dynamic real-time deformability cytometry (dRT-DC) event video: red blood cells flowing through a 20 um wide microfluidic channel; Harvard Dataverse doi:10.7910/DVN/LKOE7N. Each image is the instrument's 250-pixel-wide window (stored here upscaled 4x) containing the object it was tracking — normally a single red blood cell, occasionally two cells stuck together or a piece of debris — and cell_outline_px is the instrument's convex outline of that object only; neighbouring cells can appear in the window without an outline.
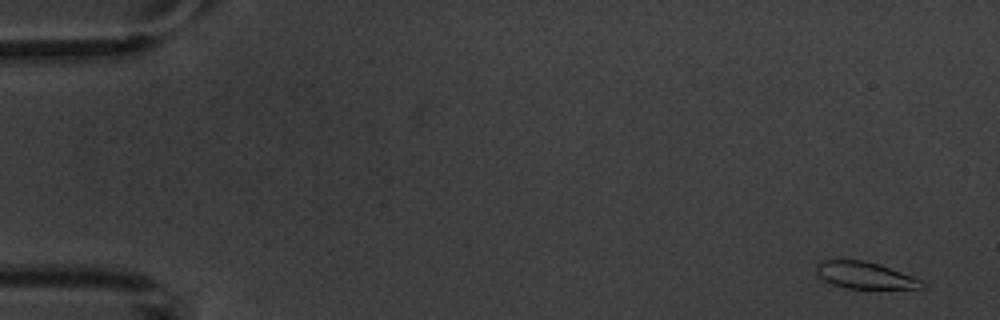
{"species": "common noctule bat (a hibernating species)", "species_latin": "Nyctalus noctula", "temperature_condition": "warm", "stored_images_in_passage": 5, "camera_frame_rate_fps": 3000, "um_per_image_px": 0.085, "animal": {"sex": "male", "body_mass_g": 20.1, "forearm_length_mm": 53.5}, "frame": {"image": 1, "passage_image": 1, "time_ms": 0.0, "image_size_px": [1000, 320], "cell_outline_px": [[924, 288], [844, 288], [832, 284], [824, 280], [816, 272], [816, 264], [820, 260], [864, 260], [880, 264], [912, 276], [920, 280], [924, 284]], "centroid_in_image_um": [73.48, 23.39], "position_along_channel_um": 11.5, "area_um2": 16.36}}